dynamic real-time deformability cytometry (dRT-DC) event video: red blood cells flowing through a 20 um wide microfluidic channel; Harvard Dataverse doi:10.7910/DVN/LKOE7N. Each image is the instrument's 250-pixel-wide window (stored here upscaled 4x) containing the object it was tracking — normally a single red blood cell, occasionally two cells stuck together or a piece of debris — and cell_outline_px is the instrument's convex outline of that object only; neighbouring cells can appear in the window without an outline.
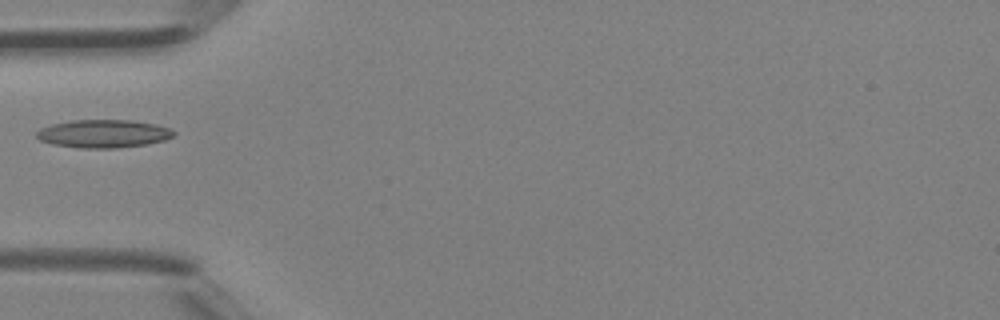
{"species": "Egyptian fruit bat (a non-hibernating species)", "species_latin": "Rousettus aegyptiacus", "temperature_condition": "room temperature", "stored_images_in_passage": 32, "camera_frame_rate_fps": 3000, "um_per_image_px": 0.085, "animal": {"sex": "female"}, "frame": {"image": 1, "passage_image": 1, "time_ms": 0.0, "image_size_px": [1000, 320], "cell_outline_px": [[176, 136], [164, 140], [148, 144], [116, 148], [80, 148], [52, 144], [40, 140], [36, 136], [36, 132], [40, 128], [52, 124], [72, 120], [132, 120], [156, 124], [168, 128], [176, 132]], "centroid_in_image_um": [8.81, 11.36], "position_along_channel_um": 76.2, "area_um2": 22.54}}
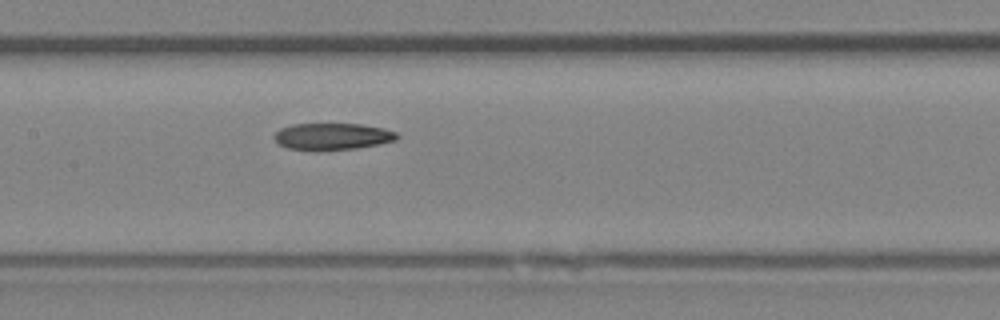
{"frame": {"image": 2, "passage_image": 8, "time_ms": 2.333, "image_size_px": [1000, 320], "cell_outline_px": [[400, 136], [396, 140], [356, 148], [288, 148], [276, 144], [272, 136], [280, 128], [292, 124], [360, 124], [384, 128], [396, 132]], "centroid_in_image_um": [28.23, 11.56], "position_along_channel_um": 179.2, "area_um2": 18.55}}
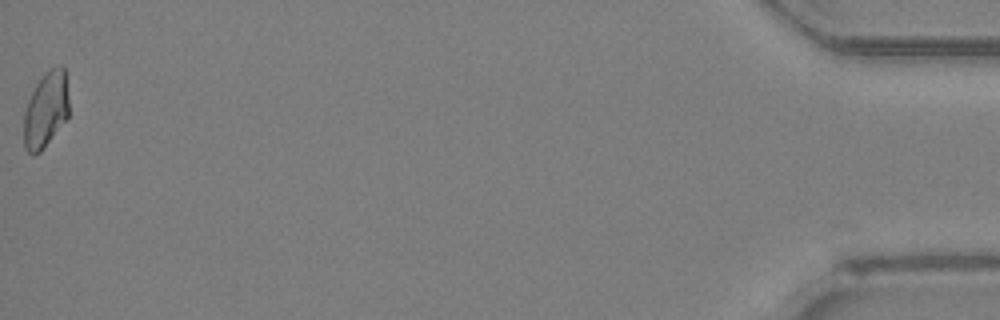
{"frame": {"image": 3, "passage_image": 32, "time_ms": 10.333, "image_size_px": [1000, 320], "cell_outline_px": [[68, 116], [40, 152], [32, 156], [24, 148], [24, 112], [28, 100], [36, 84], [44, 72], [48, 68], [60, 64], [64, 68], [68, 96]], "centroid_in_image_um": [3.88, 9.3], "position_along_channel_um": 431.3, "area_um2": 19.88}}